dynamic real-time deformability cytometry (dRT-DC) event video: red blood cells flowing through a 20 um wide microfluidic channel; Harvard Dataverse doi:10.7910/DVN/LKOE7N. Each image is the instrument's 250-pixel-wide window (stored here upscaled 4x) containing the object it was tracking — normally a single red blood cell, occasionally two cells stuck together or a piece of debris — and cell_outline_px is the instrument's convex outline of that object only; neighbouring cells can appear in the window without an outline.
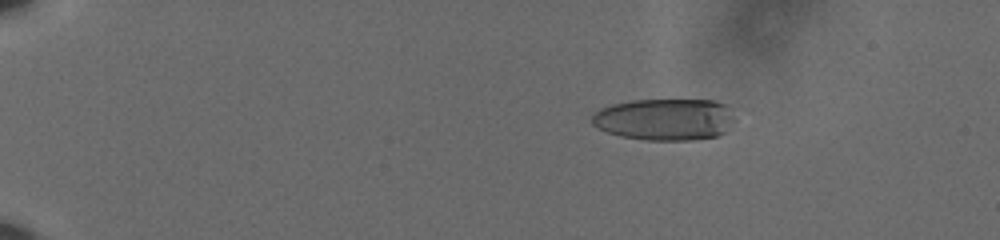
{"species": "human", "species_latin": "Homo sapiens", "temperature_condition": "cold", "stored_images_in_passage": 51, "camera_frame_rate_fps": 3000, "um_per_image_px": 0.085, "donor": {"sex": "male"}, "frame": {"image": 1, "passage_image": 3, "time_ms": 0.667, "image_size_px": [1000, 240], "cell_outline_px": [[736, 120], [724, 132], [716, 136], [692, 140], [644, 140], [620, 136], [596, 128], [592, 124], [592, 116], [600, 108], [612, 104], [632, 100], [712, 100], [724, 104]], "centroid_in_image_um": [56.48, 10.15], "position_along_channel_um": 28.5, "area_um2": 34.85}}
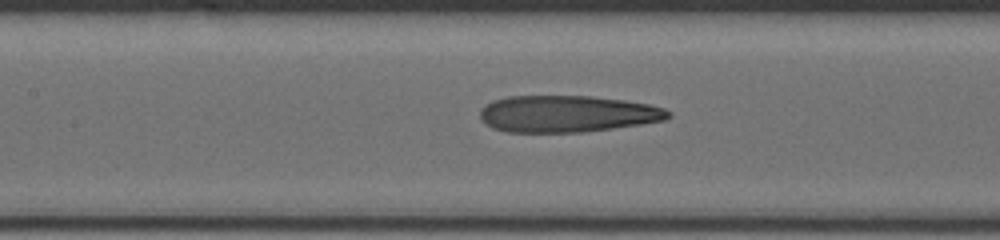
{"frame": {"image": 2, "passage_image": 23, "time_ms": 7.333, "image_size_px": [1000, 240], "cell_outline_px": [[672, 116], [664, 120], [640, 124], [612, 128], [580, 132], [508, 132], [492, 128], [484, 124], [480, 120], [480, 108], [484, 104], [492, 100], [508, 96], [592, 96], [624, 100], [648, 104], [664, 108], [672, 112]], "centroid_in_image_um": [48.17, 9.67], "position_along_channel_um": 159.2, "area_um2": 40.52}}
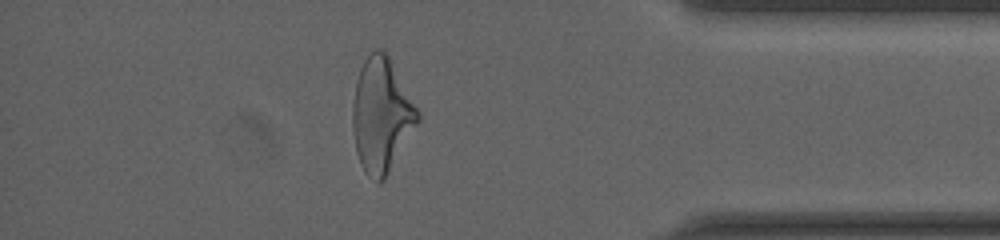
{"frame": {"image": 3, "passage_image": 45, "time_ms": 14.667, "image_size_px": [1000, 240], "cell_outline_px": [[420, 120], [384, 180], [380, 184], [376, 184], [364, 172], [360, 164], [356, 152], [352, 128], [352, 108], [356, 80], [360, 68], [364, 60], [376, 48], [380, 48], [388, 56], [420, 112]], "centroid_in_image_um": [32.41, 9.83], "position_along_channel_um": 402.8, "area_um2": 43.29}, "authors_computed_cell_mechanics": {"area_um2": 40.6334, "velocity_mm_per_s": 3.6329, "shape_relaxation_time_tau1_ms": 7.1644, "shape_relaxation_time_tau2_ms": 2.7212, "deformation_change_tau1": 0.2557, "deformation_change_tau2": 0.1525}}